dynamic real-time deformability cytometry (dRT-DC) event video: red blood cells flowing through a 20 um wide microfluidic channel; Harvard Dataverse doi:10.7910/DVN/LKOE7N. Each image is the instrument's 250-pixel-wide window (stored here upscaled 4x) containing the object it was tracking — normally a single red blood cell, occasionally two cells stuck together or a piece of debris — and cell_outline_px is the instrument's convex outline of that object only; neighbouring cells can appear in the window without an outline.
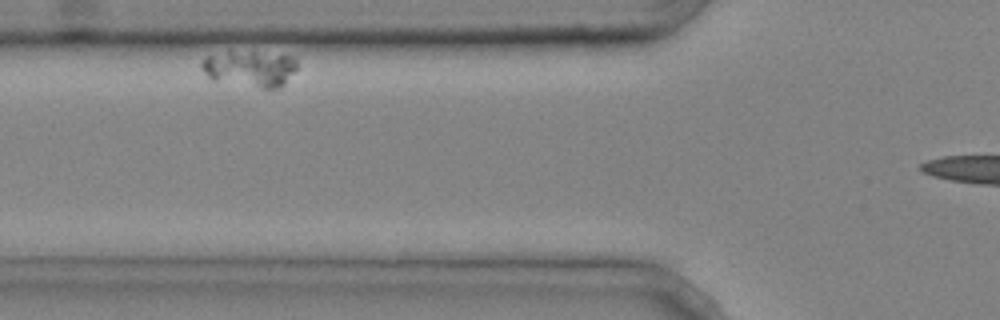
{"species": "common noctule bat (a hibernating species)", "species_latin": "Nyctalus noctula", "temperature_condition": "cold", "stored_images_in_passage": 8, "camera_frame_rate_fps": 3000, "um_per_image_px": 0.085, "animal": {"sex": "male", "body_mass_g": 20.4}, "frame": {"image": 1, "passage_image": 4, "time_ms": 1.0, "image_size_px": [1000, 320], "cell_outline_px": [[296, 68], [284, 84], [280, 88], [260, 88], [212, 80], [200, 68], [200, 64], [208, 56], [228, 52], [252, 52], [296, 56]], "centroid_in_image_um": [21.26, 5.84], "position_along_channel_um": 104.5, "area_um2": 19.88}}